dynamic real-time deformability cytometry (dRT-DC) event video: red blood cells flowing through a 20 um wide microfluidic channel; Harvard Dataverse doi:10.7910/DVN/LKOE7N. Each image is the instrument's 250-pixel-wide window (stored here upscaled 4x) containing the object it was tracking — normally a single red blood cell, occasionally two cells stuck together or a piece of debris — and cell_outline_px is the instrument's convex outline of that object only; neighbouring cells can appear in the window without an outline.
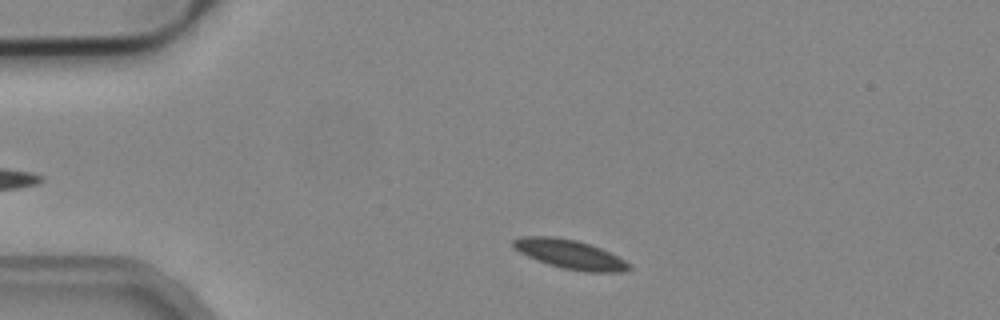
{"species": "common noctule bat (a hibernating species)", "species_latin": "Nyctalus noctula", "temperature_condition": "cold", "stored_images_in_passage": 36, "camera_frame_rate_fps": 3000, "um_per_image_px": 0.085, "animal": {"sex": "male", "body_mass_g": 19.2, "forearm_length_mm": 51.8}, "frame": {"image": 1, "passage_image": 4, "time_ms": 1.0, "image_size_px": [1000, 320], "cell_outline_px": [[632, 268], [624, 272], [584, 272], [564, 268], [548, 264], [528, 256], [520, 252], [512, 244], [512, 240], [520, 236], [556, 236], [576, 240], [600, 248], [624, 260]], "centroid_in_image_um": [48.43, 21.61], "position_along_channel_um": 36.6, "area_um2": 19.42}}
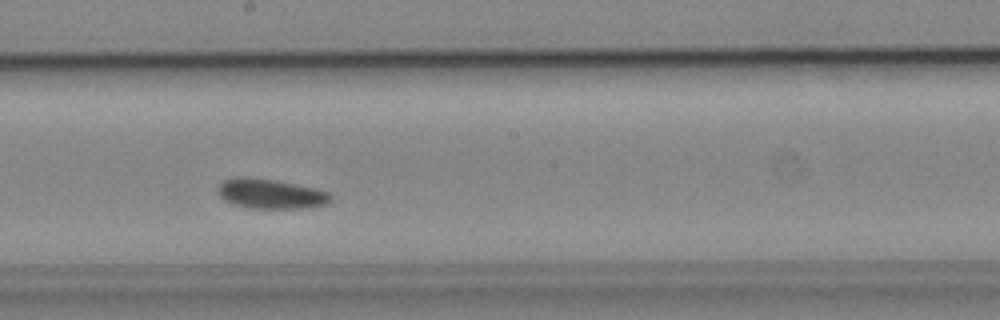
{"frame": {"image": 2, "passage_image": 22, "time_ms": 7.0, "image_size_px": [1000, 320], "cell_outline_px": [[332, 200], [324, 204], [304, 208], [248, 208], [224, 200], [220, 196], [216, 188], [224, 180], [236, 176], [248, 176], [276, 180], [316, 188], [328, 192], [332, 196]], "centroid_in_image_um": [22.98, 16.45], "position_along_channel_um": 225.2, "area_um2": 19.65}}
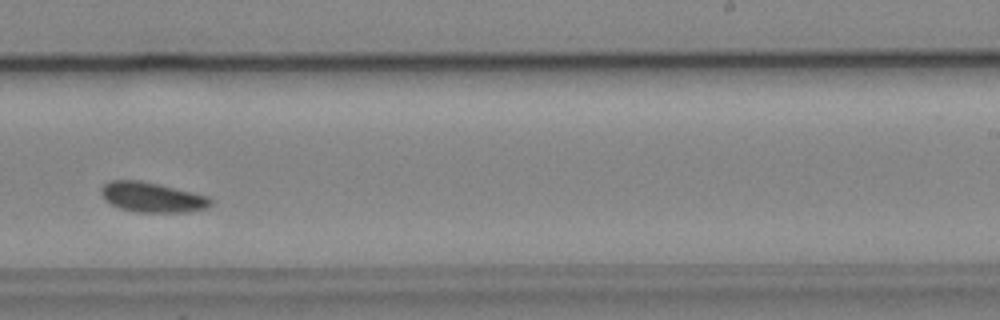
{"frame": {"image": 3, "passage_image": 26, "time_ms": 8.333, "image_size_px": [1000, 320], "cell_outline_px": [[212, 204], [208, 208], [188, 212], [136, 212], [120, 208], [104, 200], [100, 192], [100, 188], [108, 180], [140, 180], [160, 184], [208, 196], [212, 200]], "centroid_in_image_um": [12.92, 16.76], "position_along_channel_um": 276.1, "area_um2": 19.31}, "authors_computed_cell_mechanics": {"area_um2": 19.0451, "velocity_mm_per_s": 3.8333, "shape_relaxation_time_tau1_ms": 0.9697, "shape_relaxation_time_tau2_ms": null, "deformation_change_tau1": 0.0433, "deformation_change_tau2": null}}